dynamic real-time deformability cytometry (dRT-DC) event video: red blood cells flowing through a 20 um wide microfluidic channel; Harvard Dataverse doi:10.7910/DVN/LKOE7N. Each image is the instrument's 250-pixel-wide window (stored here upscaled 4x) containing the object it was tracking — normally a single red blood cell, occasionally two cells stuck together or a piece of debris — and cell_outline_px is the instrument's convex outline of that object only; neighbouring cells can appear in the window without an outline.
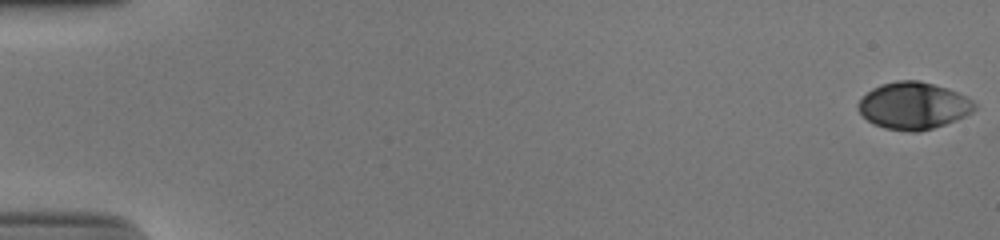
{"species": "human", "species_latin": "Homo sapiens", "temperature_condition": "cold", "stored_images_in_passage": 54, "camera_frame_rate_fps": 3000, "um_per_image_px": 0.085, "donor": {"sex": "male"}, "frame": {"image": 1, "passage_image": 1, "time_ms": 0.0, "image_size_px": [1000, 240], "cell_outline_px": [[976, 108], [972, 112], [956, 120], [920, 132], [908, 132], [884, 128], [872, 124], [860, 112], [856, 104], [872, 88], [880, 84], [896, 80], [920, 80], [948, 88], [972, 100], [976, 104]], "centroid_in_image_um": [77.63, 8.98], "position_along_channel_um": 7.4, "area_um2": 31.96}}
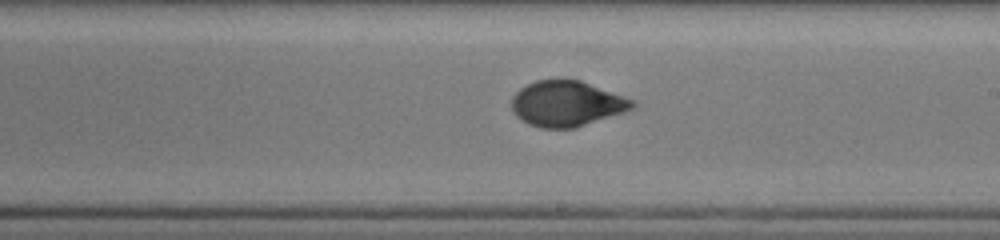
{"frame": {"image": 2, "passage_image": 33, "time_ms": 10.667, "image_size_px": [1000, 240], "cell_outline_px": [[636, 108], [576, 128], [540, 128], [528, 124], [516, 116], [512, 108], [512, 96], [520, 88], [536, 80], [580, 80], [636, 100]], "centroid_in_image_um": [48.2, 8.82], "position_along_channel_um": 240.8, "area_um2": 32.14}}
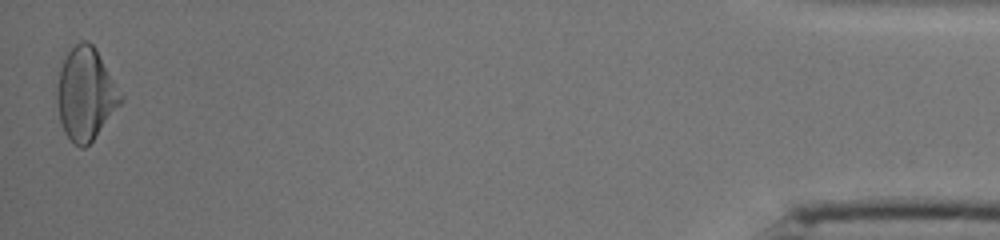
{"frame": {"image": 3, "passage_image": 54, "time_ms": 17.667, "image_size_px": [1000, 240], "cell_outline_px": [[124, 100], [92, 140], [84, 148], [80, 148], [64, 132], [60, 120], [56, 100], [56, 88], [60, 68], [68, 52], [80, 40], [88, 40], [96, 48], [124, 96]], "centroid_in_image_um": [7.29, 7.96], "position_along_channel_um": 427.9, "area_um2": 34.22}, "authors_computed_cell_mechanics": {"area_um2": 32.1946, "velocity_mm_per_s": 3.8594, "shape_relaxation_time_tau1_ms": 4.459, "shape_relaxation_time_tau2_ms": 0.8186, "deformation_change_tau1": 0.1619, "deformation_change_tau2": 0.0395}}